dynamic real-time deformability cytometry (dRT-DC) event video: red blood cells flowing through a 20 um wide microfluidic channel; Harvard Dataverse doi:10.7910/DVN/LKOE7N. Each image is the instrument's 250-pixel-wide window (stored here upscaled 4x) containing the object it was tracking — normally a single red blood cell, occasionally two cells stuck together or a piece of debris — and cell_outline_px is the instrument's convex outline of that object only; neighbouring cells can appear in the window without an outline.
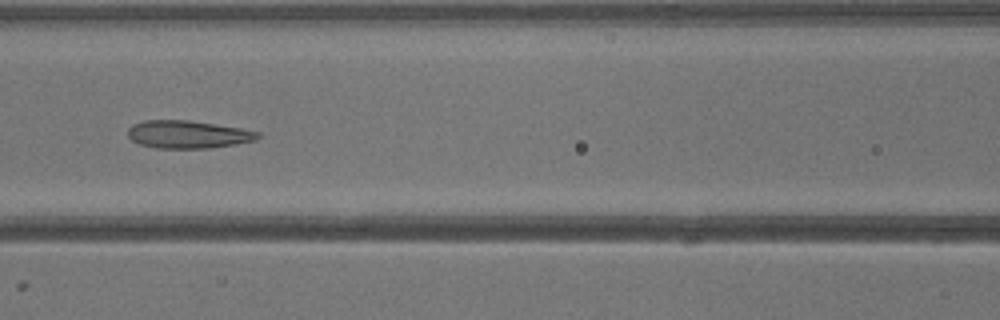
{"species": "common noctule bat (a hibernating species)", "species_latin": "Nyctalus noctula", "temperature_condition": "warm", "stored_images_in_passage": 27, "camera_frame_rate_fps": 3000, "um_per_image_px": 0.085, "animal": {"sex": "male", "body_mass_g": 13.3}, "frame": {"image": 1, "passage_image": 8, "time_ms": 2.333, "image_size_px": [1000, 320], "cell_outline_px": [[264, 136], [256, 140], [236, 144], [208, 148], [156, 148], [140, 144], [132, 140], [128, 136], [128, 128], [132, 124], [144, 120], [188, 120], [240, 128], [260, 132]], "centroid_in_image_um": [15.99, 11.42], "position_along_channel_um": 150.6, "area_um2": 21.1}}